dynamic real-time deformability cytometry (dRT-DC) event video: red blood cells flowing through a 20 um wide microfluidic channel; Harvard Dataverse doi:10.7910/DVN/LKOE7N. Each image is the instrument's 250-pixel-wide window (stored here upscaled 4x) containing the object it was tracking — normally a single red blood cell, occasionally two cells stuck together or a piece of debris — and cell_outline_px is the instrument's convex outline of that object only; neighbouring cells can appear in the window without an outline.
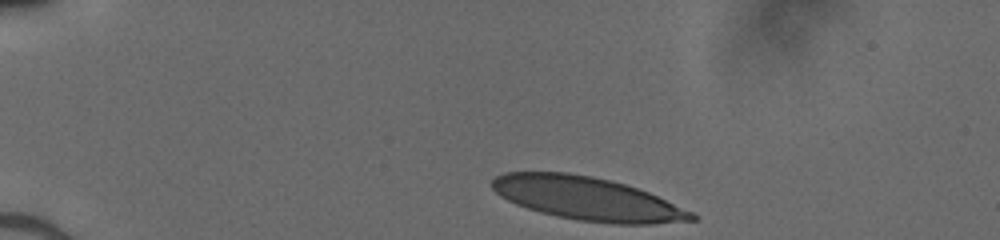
{"species": "human", "species_latin": "Homo sapiens", "temperature_condition": "cold", "stored_images_in_passage": 35, "camera_frame_rate_fps": 3000, "um_per_image_px": 0.085, "donor": {"sex": "male"}, "frame": {"image": 1, "passage_image": 1, "time_ms": 0.0, "image_size_px": [1000, 240], "cell_outline_px": [[696, 220], [652, 224], [612, 224], [580, 220], [556, 216], [540, 212], [516, 204], [500, 196], [492, 188], [492, 180], [496, 176], [504, 172], [568, 172], [592, 176], [612, 180], [648, 192], [692, 212], [696, 216]], "centroid_in_image_um": [49.89, 16.88], "position_along_channel_um": 35.1, "area_um2": 50.05}}
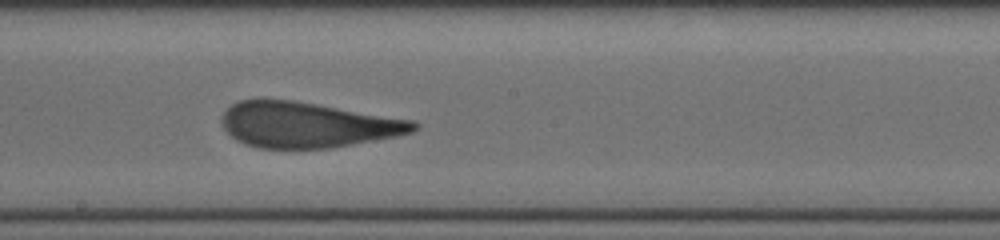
{"frame": {"image": 2, "passage_image": 20, "time_ms": 6.333, "image_size_px": [1000, 240], "cell_outline_px": [[420, 124], [412, 132], [396, 136], [352, 144], [328, 148], [256, 148], [244, 144], [236, 140], [224, 128], [220, 120], [224, 112], [232, 104], [240, 100], [292, 100], [416, 120]], "centroid_in_image_um": [26.13, 10.61], "position_along_channel_um": 222.1, "area_um2": 50.63}}
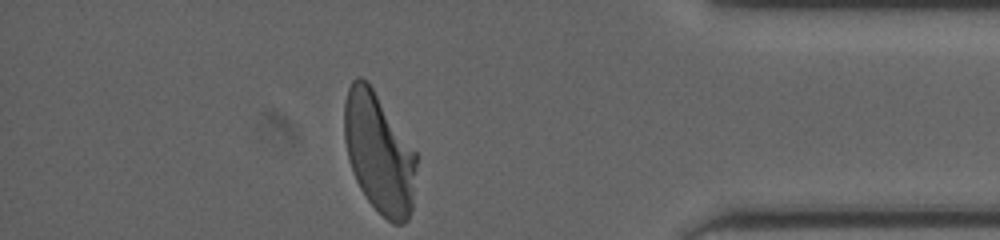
{"frame": {"image": 3, "passage_image": 35, "time_ms": 11.333, "image_size_px": [1000, 240], "cell_outline_px": [[416, 168], [412, 208], [408, 220], [400, 224], [392, 224], [368, 200], [360, 188], [352, 172], [344, 140], [344, 104], [348, 88], [352, 80], [356, 76], [360, 76], [372, 88], [416, 152]], "centroid_in_image_um": [32.2, 13.02], "position_along_channel_um": 403.0, "area_um2": 49.88}}